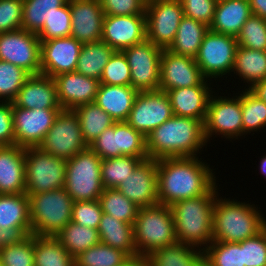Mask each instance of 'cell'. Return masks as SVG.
<instances>
[{
    "label": "cell",
    "mask_w": 266,
    "mask_h": 266,
    "mask_svg": "<svg viewBox=\"0 0 266 266\" xmlns=\"http://www.w3.org/2000/svg\"><path fill=\"white\" fill-rule=\"evenodd\" d=\"M146 39L168 49L184 17L180 0H152L146 3Z\"/></svg>",
    "instance_id": "7c38bea8"
},
{
    "label": "cell",
    "mask_w": 266,
    "mask_h": 266,
    "mask_svg": "<svg viewBox=\"0 0 266 266\" xmlns=\"http://www.w3.org/2000/svg\"><path fill=\"white\" fill-rule=\"evenodd\" d=\"M162 51L147 39L122 50L130 67V85L138 92L159 90Z\"/></svg>",
    "instance_id": "4fadbf2b"
},
{
    "label": "cell",
    "mask_w": 266,
    "mask_h": 266,
    "mask_svg": "<svg viewBox=\"0 0 266 266\" xmlns=\"http://www.w3.org/2000/svg\"><path fill=\"white\" fill-rule=\"evenodd\" d=\"M23 0H0V33L22 29Z\"/></svg>",
    "instance_id": "816d5d0a"
},
{
    "label": "cell",
    "mask_w": 266,
    "mask_h": 266,
    "mask_svg": "<svg viewBox=\"0 0 266 266\" xmlns=\"http://www.w3.org/2000/svg\"><path fill=\"white\" fill-rule=\"evenodd\" d=\"M53 80L58 102L63 110H75L81 105L95 102L100 80L77 71L59 74Z\"/></svg>",
    "instance_id": "7402d4cb"
},
{
    "label": "cell",
    "mask_w": 266,
    "mask_h": 266,
    "mask_svg": "<svg viewBox=\"0 0 266 266\" xmlns=\"http://www.w3.org/2000/svg\"><path fill=\"white\" fill-rule=\"evenodd\" d=\"M24 148L0 146V194H19L26 189Z\"/></svg>",
    "instance_id": "484cf974"
},
{
    "label": "cell",
    "mask_w": 266,
    "mask_h": 266,
    "mask_svg": "<svg viewBox=\"0 0 266 266\" xmlns=\"http://www.w3.org/2000/svg\"><path fill=\"white\" fill-rule=\"evenodd\" d=\"M139 92L131 85H99L95 103L116 122L126 121Z\"/></svg>",
    "instance_id": "83f0119b"
},
{
    "label": "cell",
    "mask_w": 266,
    "mask_h": 266,
    "mask_svg": "<svg viewBox=\"0 0 266 266\" xmlns=\"http://www.w3.org/2000/svg\"><path fill=\"white\" fill-rule=\"evenodd\" d=\"M78 119L82 136L89 146L105 129L116 122L106 111L95 102L81 105L73 110Z\"/></svg>",
    "instance_id": "d590c367"
},
{
    "label": "cell",
    "mask_w": 266,
    "mask_h": 266,
    "mask_svg": "<svg viewBox=\"0 0 266 266\" xmlns=\"http://www.w3.org/2000/svg\"><path fill=\"white\" fill-rule=\"evenodd\" d=\"M145 39V15L104 16L101 41L115 51H122Z\"/></svg>",
    "instance_id": "44dd1931"
},
{
    "label": "cell",
    "mask_w": 266,
    "mask_h": 266,
    "mask_svg": "<svg viewBox=\"0 0 266 266\" xmlns=\"http://www.w3.org/2000/svg\"><path fill=\"white\" fill-rule=\"evenodd\" d=\"M26 189L25 193H43L64 188L65 159L55 157L39 147L24 148Z\"/></svg>",
    "instance_id": "ba28073f"
},
{
    "label": "cell",
    "mask_w": 266,
    "mask_h": 266,
    "mask_svg": "<svg viewBox=\"0 0 266 266\" xmlns=\"http://www.w3.org/2000/svg\"><path fill=\"white\" fill-rule=\"evenodd\" d=\"M216 190L215 184L205 195L180 200L170 206L177 241L202 250L213 241V207L218 197Z\"/></svg>",
    "instance_id": "3957f363"
},
{
    "label": "cell",
    "mask_w": 266,
    "mask_h": 266,
    "mask_svg": "<svg viewBox=\"0 0 266 266\" xmlns=\"http://www.w3.org/2000/svg\"><path fill=\"white\" fill-rule=\"evenodd\" d=\"M26 194L29 197L33 235L56 236L71 222L74 201L64 188Z\"/></svg>",
    "instance_id": "8992f818"
},
{
    "label": "cell",
    "mask_w": 266,
    "mask_h": 266,
    "mask_svg": "<svg viewBox=\"0 0 266 266\" xmlns=\"http://www.w3.org/2000/svg\"><path fill=\"white\" fill-rule=\"evenodd\" d=\"M194 58L177 55L168 49L160 58L159 90H168L197 85H209Z\"/></svg>",
    "instance_id": "ac0fdd59"
},
{
    "label": "cell",
    "mask_w": 266,
    "mask_h": 266,
    "mask_svg": "<svg viewBox=\"0 0 266 266\" xmlns=\"http://www.w3.org/2000/svg\"><path fill=\"white\" fill-rule=\"evenodd\" d=\"M196 157L157 160L158 202L171 206L180 200L205 195L215 184L213 170Z\"/></svg>",
    "instance_id": "6da1fadb"
},
{
    "label": "cell",
    "mask_w": 266,
    "mask_h": 266,
    "mask_svg": "<svg viewBox=\"0 0 266 266\" xmlns=\"http://www.w3.org/2000/svg\"><path fill=\"white\" fill-rule=\"evenodd\" d=\"M38 147L65 160L88 148L76 113L73 110L62 109Z\"/></svg>",
    "instance_id": "8fae6325"
},
{
    "label": "cell",
    "mask_w": 266,
    "mask_h": 266,
    "mask_svg": "<svg viewBox=\"0 0 266 266\" xmlns=\"http://www.w3.org/2000/svg\"><path fill=\"white\" fill-rule=\"evenodd\" d=\"M265 220L253 204L218 196L213 207V241L242 242L260 233Z\"/></svg>",
    "instance_id": "277c9868"
},
{
    "label": "cell",
    "mask_w": 266,
    "mask_h": 266,
    "mask_svg": "<svg viewBox=\"0 0 266 266\" xmlns=\"http://www.w3.org/2000/svg\"><path fill=\"white\" fill-rule=\"evenodd\" d=\"M34 266H75V257L55 236L34 235Z\"/></svg>",
    "instance_id": "836d02e7"
},
{
    "label": "cell",
    "mask_w": 266,
    "mask_h": 266,
    "mask_svg": "<svg viewBox=\"0 0 266 266\" xmlns=\"http://www.w3.org/2000/svg\"><path fill=\"white\" fill-rule=\"evenodd\" d=\"M238 46L266 51V19L251 15L236 37Z\"/></svg>",
    "instance_id": "7dc6e473"
},
{
    "label": "cell",
    "mask_w": 266,
    "mask_h": 266,
    "mask_svg": "<svg viewBox=\"0 0 266 266\" xmlns=\"http://www.w3.org/2000/svg\"><path fill=\"white\" fill-rule=\"evenodd\" d=\"M252 15L266 19V0H248Z\"/></svg>",
    "instance_id": "6f0895ef"
},
{
    "label": "cell",
    "mask_w": 266,
    "mask_h": 266,
    "mask_svg": "<svg viewBox=\"0 0 266 266\" xmlns=\"http://www.w3.org/2000/svg\"><path fill=\"white\" fill-rule=\"evenodd\" d=\"M208 31L209 26L184 16L168 50L177 55L195 58Z\"/></svg>",
    "instance_id": "4dcf8cb0"
},
{
    "label": "cell",
    "mask_w": 266,
    "mask_h": 266,
    "mask_svg": "<svg viewBox=\"0 0 266 266\" xmlns=\"http://www.w3.org/2000/svg\"><path fill=\"white\" fill-rule=\"evenodd\" d=\"M145 159L121 156L102 159L101 179L104 189L117 188Z\"/></svg>",
    "instance_id": "60d3db41"
},
{
    "label": "cell",
    "mask_w": 266,
    "mask_h": 266,
    "mask_svg": "<svg viewBox=\"0 0 266 266\" xmlns=\"http://www.w3.org/2000/svg\"><path fill=\"white\" fill-rule=\"evenodd\" d=\"M68 0H23L22 29L38 33L44 25V21L63 6Z\"/></svg>",
    "instance_id": "74e56055"
},
{
    "label": "cell",
    "mask_w": 266,
    "mask_h": 266,
    "mask_svg": "<svg viewBox=\"0 0 266 266\" xmlns=\"http://www.w3.org/2000/svg\"><path fill=\"white\" fill-rule=\"evenodd\" d=\"M203 252L205 266H244L242 242L212 241Z\"/></svg>",
    "instance_id": "b9f144b4"
},
{
    "label": "cell",
    "mask_w": 266,
    "mask_h": 266,
    "mask_svg": "<svg viewBox=\"0 0 266 266\" xmlns=\"http://www.w3.org/2000/svg\"><path fill=\"white\" fill-rule=\"evenodd\" d=\"M82 46L72 36L41 42V74L53 78L75 71Z\"/></svg>",
    "instance_id": "d6986e66"
},
{
    "label": "cell",
    "mask_w": 266,
    "mask_h": 266,
    "mask_svg": "<svg viewBox=\"0 0 266 266\" xmlns=\"http://www.w3.org/2000/svg\"><path fill=\"white\" fill-rule=\"evenodd\" d=\"M71 35L82 44L101 41L104 11L100 0H70Z\"/></svg>",
    "instance_id": "603a6c76"
},
{
    "label": "cell",
    "mask_w": 266,
    "mask_h": 266,
    "mask_svg": "<svg viewBox=\"0 0 266 266\" xmlns=\"http://www.w3.org/2000/svg\"><path fill=\"white\" fill-rule=\"evenodd\" d=\"M117 189L139 208L159 204L157 160H143Z\"/></svg>",
    "instance_id": "ffe728a7"
},
{
    "label": "cell",
    "mask_w": 266,
    "mask_h": 266,
    "mask_svg": "<svg viewBox=\"0 0 266 266\" xmlns=\"http://www.w3.org/2000/svg\"><path fill=\"white\" fill-rule=\"evenodd\" d=\"M13 104L24 109H62L53 78L41 73L27 78Z\"/></svg>",
    "instance_id": "cb8c5ba5"
},
{
    "label": "cell",
    "mask_w": 266,
    "mask_h": 266,
    "mask_svg": "<svg viewBox=\"0 0 266 266\" xmlns=\"http://www.w3.org/2000/svg\"><path fill=\"white\" fill-rule=\"evenodd\" d=\"M0 261L2 266H34V235L0 248Z\"/></svg>",
    "instance_id": "bcb514c9"
},
{
    "label": "cell",
    "mask_w": 266,
    "mask_h": 266,
    "mask_svg": "<svg viewBox=\"0 0 266 266\" xmlns=\"http://www.w3.org/2000/svg\"><path fill=\"white\" fill-rule=\"evenodd\" d=\"M131 257L124 251L99 242L75 257V266H122Z\"/></svg>",
    "instance_id": "f35d334b"
},
{
    "label": "cell",
    "mask_w": 266,
    "mask_h": 266,
    "mask_svg": "<svg viewBox=\"0 0 266 266\" xmlns=\"http://www.w3.org/2000/svg\"><path fill=\"white\" fill-rule=\"evenodd\" d=\"M101 84L129 86L131 84L130 67L122 51H115L105 65Z\"/></svg>",
    "instance_id": "c3c4849f"
},
{
    "label": "cell",
    "mask_w": 266,
    "mask_h": 266,
    "mask_svg": "<svg viewBox=\"0 0 266 266\" xmlns=\"http://www.w3.org/2000/svg\"><path fill=\"white\" fill-rule=\"evenodd\" d=\"M103 214L99 200H84L73 203L71 221L81 226L98 229Z\"/></svg>",
    "instance_id": "681fc988"
},
{
    "label": "cell",
    "mask_w": 266,
    "mask_h": 266,
    "mask_svg": "<svg viewBox=\"0 0 266 266\" xmlns=\"http://www.w3.org/2000/svg\"><path fill=\"white\" fill-rule=\"evenodd\" d=\"M104 15H145V0H100Z\"/></svg>",
    "instance_id": "f5cc1de1"
},
{
    "label": "cell",
    "mask_w": 266,
    "mask_h": 266,
    "mask_svg": "<svg viewBox=\"0 0 266 266\" xmlns=\"http://www.w3.org/2000/svg\"><path fill=\"white\" fill-rule=\"evenodd\" d=\"M237 47L236 37L209 30L194 59L207 80L220 78L232 72Z\"/></svg>",
    "instance_id": "30bf717a"
},
{
    "label": "cell",
    "mask_w": 266,
    "mask_h": 266,
    "mask_svg": "<svg viewBox=\"0 0 266 266\" xmlns=\"http://www.w3.org/2000/svg\"><path fill=\"white\" fill-rule=\"evenodd\" d=\"M73 257L100 242L97 229L69 222L56 236Z\"/></svg>",
    "instance_id": "8d00e7d4"
},
{
    "label": "cell",
    "mask_w": 266,
    "mask_h": 266,
    "mask_svg": "<svg viewBox=\"0 0 266 266\" xmlns=\"http://www.w3.org/2000/svg\"><path fill=\"white\" fill-rule=\"evenodd\" d=\"M166 93L175 116L189 117L205 122L209 99L213 94L209 85L175 88Z\"/></svg>",
    "instance_id": "d4e9b609"
},
{
    "label": "cell",
    "mask_w": 266,
    "mask_h": 266,
    "mask_svg": "<svg viewBox=\"0 0 266 266\" xmlns=\"http://www.w3.org/2000/svg\"><path fill=\"white\" fill-rule=\"evenodd\" d=\"M184 16L204 23L207 26L213 21L216 0H180Z\"/></svg>",
    "instance_id": "db71d44e"
},
{
    "label": "cell",
    "mask_w": 266,
    "mask_h": 266,
    "mask_svg": "<svg viewBox=\"0 0 266 266\" xmlns=\"http://www.w3.org/2000/svg\"><path fill=\"white\" fill-rule=\"evenodd\" d=\"M247 89L258 99L266 102V79L256 82Z\"/></svg>",
    "instance_id": "680465c9"
},
{
    "label": "cell",
    "mask_w": 266,
    "mask_h": 266,
    "mask_svg": "<svg viewBox=\"0 0 266 266\" xmlns=\"http://www.w3.org/2000/svg\"><path fill=\"white\" fill-rule=\"evenodd\" d=\"M122 266H150L147 258L144 257H135L131 258L128 262H126Z\"/></svg>",
    "instance_id": "91938a15"
},
{
    "label": "cell",
    "mask_w": 266,
    "mask_h": 266,
    "mask_svg": "<svg viewBox=\"0 0 266 266\" xmlns=\"http://www.w3.org/2000/svg\"><path fill=\"white\" fill-rule=\"evenodd\" d=\"M101 159L134 156L148 159L146 138L126 121L115 122L88 146Z\"/></svg>",
    "instance_id": "9c48e42d"
},
{
    "label": "cell",
    "mask_w": 266,
    "mask_h": 266,
    "mask_svg": "<svg viewBox=\"0 0 266 266\" xmlns=\"http://www.w3.org/2000/svg\"><path fill=\"white\" fill-rule=\"evenodd\" d=\"M62 109H24L13 104L15 144L38 147Z\"/></svg>",
    "instance_id": "e0dca14e"
},
{
    "label": "cell",
    "mask_w": 266,
    "mask_h": 266,
    "mask_svg": "<svg viewBox=\"0 0 266 266\" xmlns=\"http://www.w3.org/2000/svg\"><path fill=\"white\" fill-rule=\"evenodd\" d=\"M97 230L101 243L120 249L131 258L139 257L134 242V225L103 213Z\"/></svg>",
    "instance_id": "f1b7e54d"
},
{
    "label": "cell",
    "mask_w": 266,
    "mask_h": 266,
    "mask_svg": "<svg viewBox=\"0 0 266 266\" xmlns=\"http://www.w3.org/2000/svg\"><path fill=\"white\" fill-rule=\"evenodd\" d=\"M251 15V7L248 0L218 1L209 30L237 37L242 26Z\"/></svg>",
    "instance_id": "4316f807"
},
{
    "label": "cell",
    "mask_w": 266,
    "mask_h": 266,
    "mask_svg": "<svg viewBox=\"0 0 266 266\" xmlns=\"http://www.w3.org/2000/svg\"><path fill=\"white\" fill-rule=\"evenodd\" d=\"M66 162L64 189L73 201L99 200L104 189L100 156L88 147Z\"/></svg>",
    "instance_id": "52a82bcc"
},
{
    "label": "cell",
    "mask_w": 266,
    "mask_h": 266,
    "mask_svg": "<svg viewBox=\"0 0 266 266\" xmlns=\"http://www.w3.org/2000/svg\"><path fill=\"white\" fill-rule=\"evenodd\" d=\"M29 234H32V228H0V248L15 244Z\"/></svg>",
    "instance_id": "9f6ffc18"
},
{
    "label": "cell",
    "mask_w": 266,
    "mask_h": 266,
    "mask_svg": "<svg viewBox=\"0 0 266 266\" xmlns=\"http://www.w3.org/2000/svg\"><path fill=\"white\" fill-rule=\"evenodd\" d=\"M243 265L266 266V228L242 241Z\"/></svg>",
    "instance_id": "f907efd6"
},
{
    "label": "cell",
    "mask_w": 266,
    "mask_h": 266,
    "mask_svg": "<svg viewBox=\"0 0 266 266\" xmlns=\"http://www.w3.org/2000/svg\"><path fill=\"white\" fill-rule=\"evenodd\" d=\"M214 133L223 135L222 137L226 139H238V136L243 135L241 94L233 98L222 96L217 98L211 95L204 122V135L207 142L215 135Z\"/></svg>",
    "instance_id": "2e32d148"
},
{
    "label": "cell",
    "mask_w": 266,
    "mask_h": 266,
    "mask_svg": "<svg viewBox=\"0 0 266 266\" xmlns=\"http://www.w3.org/2000/svg\"><path fill=\"white\" fill-rule=\"evenodd\" d=\"M168 94L162 90L139 92L126 122L145 138L173 116Z\"/></svg>",
    "instance_id": "9a60e30c"
},
{
    "label": "cell",
    "mask_w": 266,
    "mask_h": 266,
    "mask_svg": "<svg viewBox=\"0 0 266 266\" xmlns=\"http://www.w3.org/2000/svg\"><path fill=\"white\" fill-rule=\"evenodd\" d=\"M70 0L44 21L43 28L37 33L40 42L49 41L71 35Z\"/></svg>",
    "instance_id": "f6af8a7d"
},
{
    "label": "cell",
    "mask_w": 266,
    "mask_h": 266,
    "mask_svg": "<svg viewBox=\"0 0 266 266\" xmlns=\"http://www.w3.org/2000/svg\"><path fill=\"white\" fill-rule=\"evenodd\" d=\"M232 72L250 84L248 87L266 79V51L238 46Z\"/></svg>",
    "instance_id": "d6a6232c"
},
{
    "label": "cell",
    "mask_w": 266,
    "mask_h": 266,
    "mask_svg": "<svg viewBox=\"0 0 266 266\" xmlns=\"http://www.w3.org/2000/svg\"><path fill=\"white\" fill-rule=\"evenodd\" d=\"M29 76L23 68L0 60V102H13Z\"/></svg>",
    "instance_id": "ee69618b"
},
{
    "label": "cell",
    "mask_w": 266,
    "mask_h": 266,
    "mask_svg": "<svg viewBox=\"0 0 266 266\" xmlns=\"http://www.w3.org/2000/svg\"><path fill=\"white\" fill-rule=\"evenodd\" d=\"M262 160L260 161V172L262 175H265L266 178V155L261 158Z\"/></svg>",
    "instance_id": "94428289"
},
{
    "label": "cell",
    "mask_w": 266,
    "mask_h": 266,
    "mask_svg": "<svg viewBox=\"0 0 266 266\" xmlns=\"http://www.w3.org/2000/svg\"><path fill=\"white\" fill-rule=\"evenodd\" d=\"M243 135L266 126V102L258 99L248 89L241 93Z\"/></svg>",
    "instance_id": "7bdbcfd3"
},
{
    "label": "cell",
    "mask_w": 266,
    "mask_h": 266,
    "mask_svg": "<svg viewBox=\"0 0 266 266\" xmlns=\"http://www.w3.org/2000/svg\"><path fill=\"white\" fill-rule=\"evenodd\" d=\"M0 60L23 68L30 75L41 73V42L36 33L19 29L0 33Z\"/></svg>",
    "instance_id": "5bb4252c"
},
{
    "label": "cell",
    "mask_w": 266,
    "mask_h": 266,
    "mask_svg": "<svg viewBox=\"0 0 266 266\" xmlns=\"http://www.w3.org/2000/svg\"><path fill=\"white\" fill-rule=\"evenodd\" d=\"M206 143L201 120L173 115L146 136V152L155 160L196 157Z\"/></svg>",
    "instance_id": "7a4b0ae2"
},
{
    "label": "cell",
    "mask_w": 266,
    "mask_h": 266,
    "mask_svg": "<svg viewBox=\"0 0 266 266\" xmlns=\"http://www.w3.org/2000/svg\"><path fill=\"white\" fill-rule=\"evenodd\" d=\"M176 241L174 216L170 206L156 204L139 208L134 223V242L139 257L146 258L153 251Z\"/></svg>",
    "instance_id": "5b68a950"
},
{
    "label": "cell",
    "mask_w": 266,
    "mask_h": 266,
    "mask_svg": "<svg viewBox=\"0 0 266 266\" xmlns=\"http://www.w3.org/2000/svg\"><path fill=\"white\" fill-rule=\"evenodd\" d=\"M0 228H31L29 197L25 192L0 194Z\"/></svg>",
    "instance_id": "1f68e13d"
},
{
    "label": "cell",
    "mask_w": 266,
    "mask_h": 266,
    "mask_svg": "<svg viewBox=\"0 0 266 266\" xmlns=\"http://www.w3.org/2000/svg\"><path fill=\"white\" fill-rule=\"evenodd\" d=\"M146 258L150 266H205L202 249L179 241L153 251Z\"/></svg>",
    "instance_id": "f546056e"
},
{
    "label": "cell",
    "mask_w": 266,
    "mask_h": 266,
    "mask_svg": "<svg viewBox=\"0 0 266 266\" xmlns=\"http://www.w3.org/2000/svg\"><path fill=\"white\" fill-rule=\"evenodd\" d=\"M102 211L112 217L134 225L139 207L117 188L103 189L99 198Z\"/></svg>",
    "instance_id": "ab89813d"
},
{
    "label": "cell",
    "mask_w": 266,
    "mask_h": 266,
    "mask_svg": "<svg viewBox=\"0 0 266 266\" xmlns=\"http://www.w3.org/2000/svg\"><path fill=\"white\" fill-rule=\"evenodd\" d=\"M15 144L13 102L0 103V146Z\"/></svg>",
    "instance_id": "11a10c76"
},
{
    "label": "cell",
    "mask_w": 266,
    "mask_h": 266,
    "mask_svg": "<svg viewBox=\"0 0 266 266\" xmlns=\"http://www.w3.org/2000/svg\"><path fill=\"white\" fill-rule=\"evenodd\" d=\"M115 50L103 41L83 44L78 58V73L100 80L102 72Z\"/></svg>",
    "instance_id": "e575fe53"
}]
</instances>
